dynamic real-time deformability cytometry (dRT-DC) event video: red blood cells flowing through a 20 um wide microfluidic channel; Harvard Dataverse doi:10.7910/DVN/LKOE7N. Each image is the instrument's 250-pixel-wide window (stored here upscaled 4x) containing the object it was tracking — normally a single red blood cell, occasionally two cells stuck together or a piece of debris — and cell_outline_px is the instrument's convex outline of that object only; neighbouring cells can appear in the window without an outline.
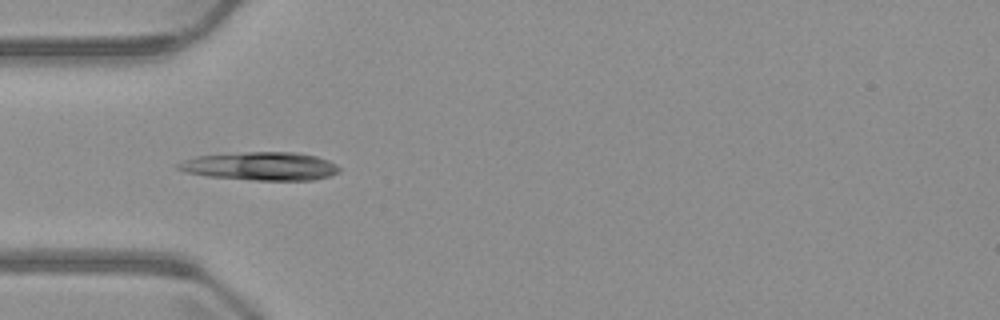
{"species": "common noctule bat (a hibernating species)", "species_latin": "Nyctalus noctula", "temperature_condition": "warm", "stored_images_in_passage": 6, "camera_frame_rate_fps": 3000, "um_per_image_px": 0.085, "animal": {"sex": "male", "body_mass_g": 23.1, "forearm_length_mm": 52.7}, "frame": {"image": 1, "passage_image": 4, "time_ms": 3.667, "image_size_px": [1000, 320], "cell_outline_px": [[340, 172], [332, 176], [312, 180], [256, 180], [208, 176], [188, 172], [176, 168], [176, 164], [184, 160], [196, 156], [248, 152], [296, 152], [316, 156], [328, 160], [336, 164], [340, 168]], "centroid_in_image_um": [22.21, 14.12], "position_along_channel_um": 62.8, "area_um2": 26.47}}
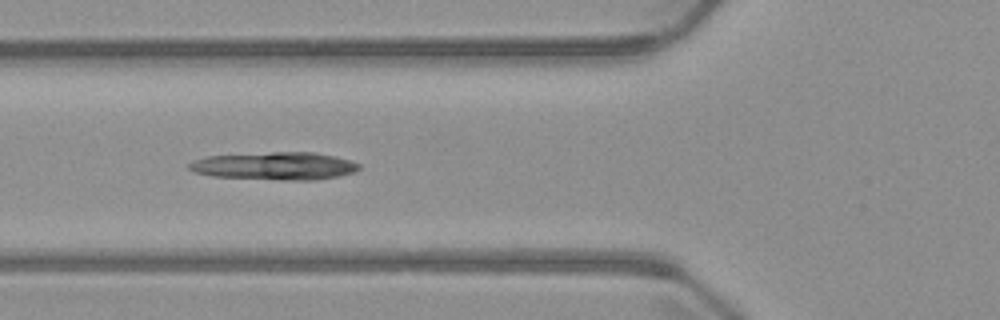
{"frame": {"image": 2, "passage_image": 5, "time_ms": 4.667, "image_size_px": [1000, 320], "cell_outline_px": [[360, 168], [356, 172], [340, 176], [316, 180], [284, 180], [212, 176], [192, 172], [188, 168], [188, 164], [196, 160], [208, 156], [272, 152], [312, 152], [336, 156], [360, 164]], "centroid_in_image_um": [23.39, 14.11], "position_along_channel_um": 102.4, "area_um2": 27.51}}
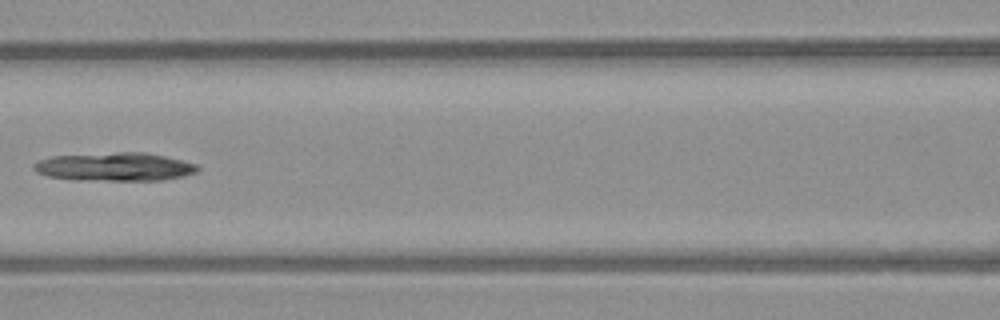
{"frame": {"image": 3, "passage_image": 6, "time_ms": 6.0, "image_size_px": [1000, 320], "cell_outline_px": [[200, 168], [196, 172], [184, 176], [164, 180], [108, 180], [48, 176], [36, 172], [32, 168], [32, 164], [40, 160], [52, 156], [116, 152], [144, 152], [164, 156], [196, 164]], "centroid_in_image_um": [9.79, 14.16], "position_along_channel_um": 156.8, "area_um2": 26.65}}